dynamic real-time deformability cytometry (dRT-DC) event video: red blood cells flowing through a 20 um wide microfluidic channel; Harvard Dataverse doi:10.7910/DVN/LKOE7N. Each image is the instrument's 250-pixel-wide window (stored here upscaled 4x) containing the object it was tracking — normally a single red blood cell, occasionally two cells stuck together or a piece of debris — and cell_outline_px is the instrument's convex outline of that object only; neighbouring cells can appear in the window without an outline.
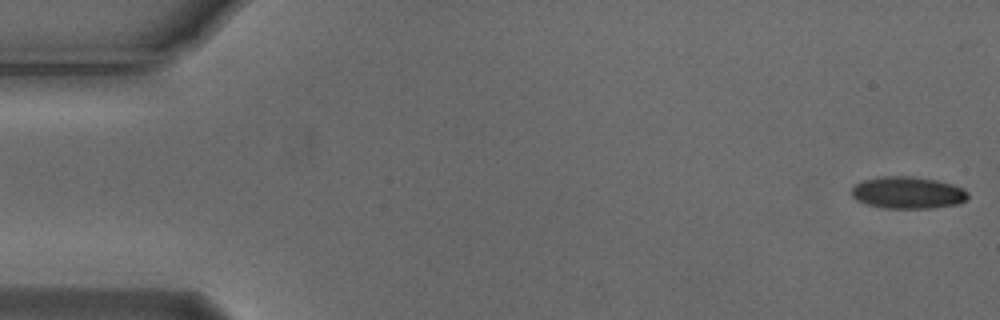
{"species": "Egyptian fruit bat (a non-hibernating species)", "species_latin": "Rousettus aegyptiacus", "temperature_condition": "cold", "stored_images_in_passage": 48, "camera_frame_rate_fps": 3000, "um_per_image_px": 0.085, "animal": {"sex": "male"}, "frame": {"image": 1, "passage_image": 1, "time_ms": 0.0, "image_size_px": [1000, 320], "cell_outline_px": [[968, 196], [960, 204], [932, 208], [884, 208], [868, 204], [856, 200], [852, 196], [852, 188], [856, 184], [864, 180], [880, 176], [912, 176], [936, 180], [952, 184], [964, 188], [968, 192]], "centroid_in_image_um": [77.18, 16.37], "position_along_channel_um": 7.8, "area_um2": 21.73}}
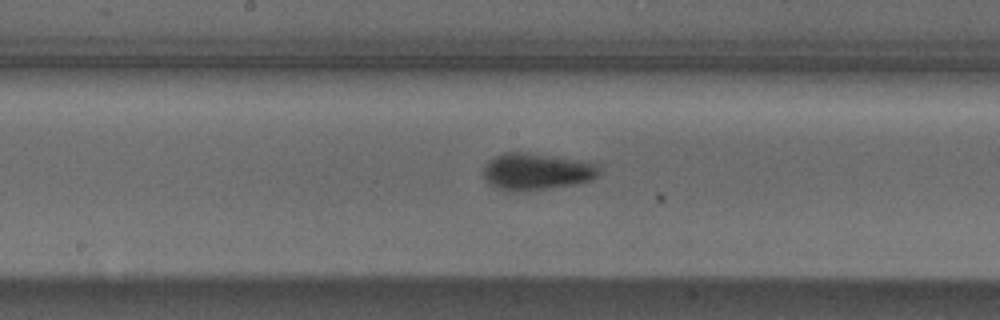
{"frame": {"image": 2, "passage_image": 28, "time_ms": 9.0, "image_size_px": [1000, 320], "cell_outline_px": [[600, 172], [592, 180], [576, 184], [552, 188], [496, 188], [488, 184], [484, 176], [484, 164], [488, 160], [504, 152], [520, 152], [576, 160], [600, 164]], "centroid_in_image_um": [45.63, 14.55], "position_along_channel_um": 202.6, "area_um2": 23.99}}
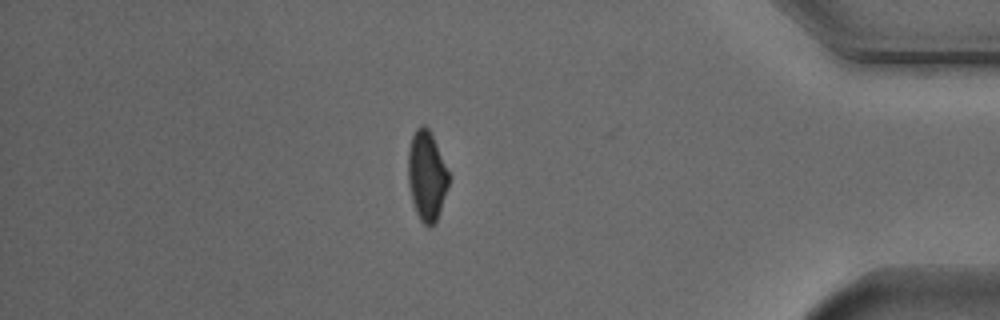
{"frame": {"image": 3, "passage_image": 47, "time_ms": 15.333, "image_size_px": [1000, 320], "cell_outline_px": [[448, 188], [440, 212], [436, 220], [428, 228], [420, 220], [416, 212], [412, 200], [408, 184], [408, 152], [412, 136], [416, 128], [424, 124], [428, 128], [432, 136], [448, 172]], "centroid_in_image_um": [36.25, 14.97], "position_along_channel_um": 398.9, "area_um2": 20.92}, "authors_computed_cell_mechanics": {"area_um2": 23.0622, "velocity_mm_per_s": 3.7221, "shape_relaxation_time_tau1_ms": 3.2255, "shape_relaxation_time_tau2_ms": null, "deformation_change_tau1": 0.1161, "deformation_change_tau2": null}}